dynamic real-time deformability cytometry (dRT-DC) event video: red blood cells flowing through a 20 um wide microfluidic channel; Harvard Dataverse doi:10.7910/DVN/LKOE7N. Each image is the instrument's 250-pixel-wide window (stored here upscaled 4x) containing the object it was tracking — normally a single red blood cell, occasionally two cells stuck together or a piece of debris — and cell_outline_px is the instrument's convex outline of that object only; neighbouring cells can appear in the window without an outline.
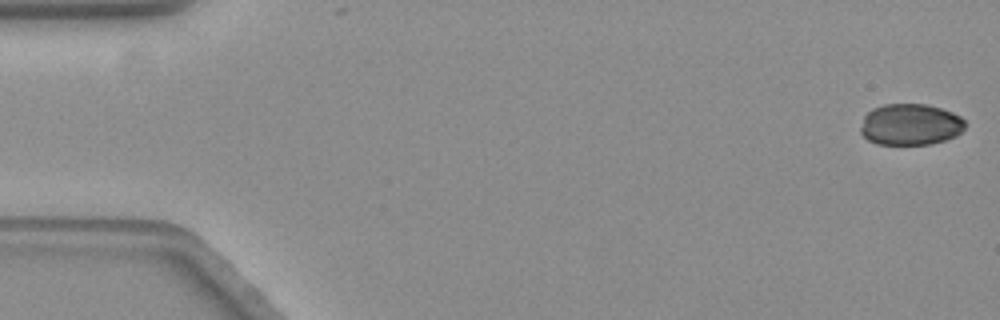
{"species": "common noctule bat (a hibernating species)", "species_latin": "Nyctalus noctula", "temperature_condition": "warm", "stored_images_in_passage": 58, "camera_frame_rate_fps": 3000, "um_per_image_px": 0.085, "animal": {"sex": "female", "body_mass_g": 19.3, "forearm_length_mm": 54.1}, "frame": {"image": 1, "passage_image": 1, "time_ms": 0.0, "image_size_px": [1000, 320], "cell_outline_px": [[964, 128], [960, 132], [944, 140], [928, 144], [876, 144], [868, 140], [860, 132], [860, 128], [864, 116], [872, 108], [884, 104], [924, 104], [940, 108], [952, 112], [960, 116], [964, 120]], "centroid_in_image_um": [77.34, 10.57], "position_along_channel_um": 7.7, "area_um2": 25.03}}
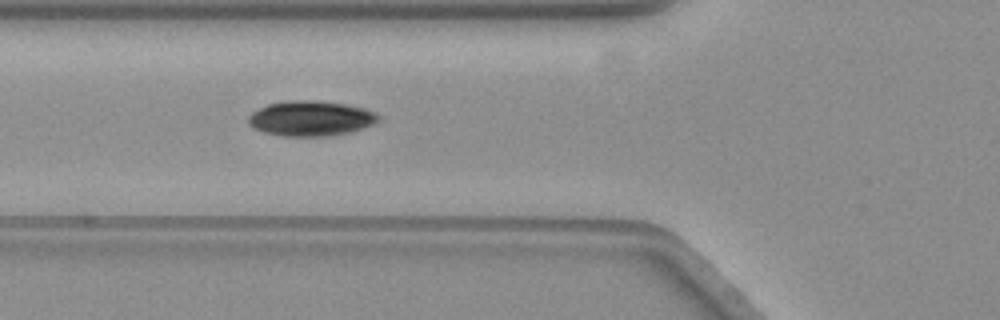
{"frame": {"image": 2, "passage_image": 21, "time_ms": 6.667, "image_size_px": [1000, 320], "cell_outline_px": [[380, 120], [372, 124], [352, 132], [328, 136], [284, 136], [264, 132], [252, 128], [248, 124], [248, 116], [252, 112], [268, 104], [288, 100], [316, 100], [344, 104], [364, 108], [376, 112], [380, 116]], "centroid_in_image_um": [26.41, 10.06], "position_along_channel_um": 99.4, "area_um2": 26.76}}
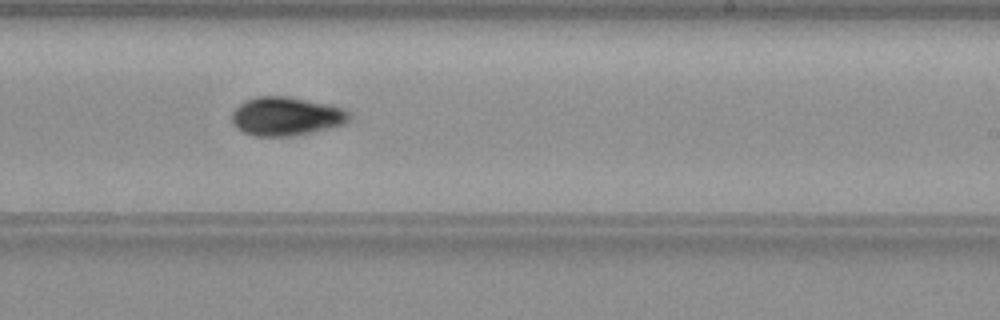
{"frame": {"image": 3, "passage_image": 35, "time_ms": 11.333, "image_size_px": [1000, 320], "cell_outline_px": [[348, 120], [344, 124], [296, 136], [252, 136], [236, 128], [232, 124], [232, 112], [240, 104], [256, 96], [288, 96], [332, 104], [344, 108], [348, 112]], "centroid_in_image_um": [24.32, 9.88], "position_along_channel_um": 264.7, "area_um2": 26.59}, "authors_computed_cell_mechanics": {"area_um2": 26.4146, "velocity_mm_per_s": 3.5437, "shape_relaxation_time_tau1_ms": 5.5192, "shape_relaxation_time_tau2_ms": 5.4923, "deformation_change_tau1": 0.1175, "deformation_change_tau2": 0.0562}}